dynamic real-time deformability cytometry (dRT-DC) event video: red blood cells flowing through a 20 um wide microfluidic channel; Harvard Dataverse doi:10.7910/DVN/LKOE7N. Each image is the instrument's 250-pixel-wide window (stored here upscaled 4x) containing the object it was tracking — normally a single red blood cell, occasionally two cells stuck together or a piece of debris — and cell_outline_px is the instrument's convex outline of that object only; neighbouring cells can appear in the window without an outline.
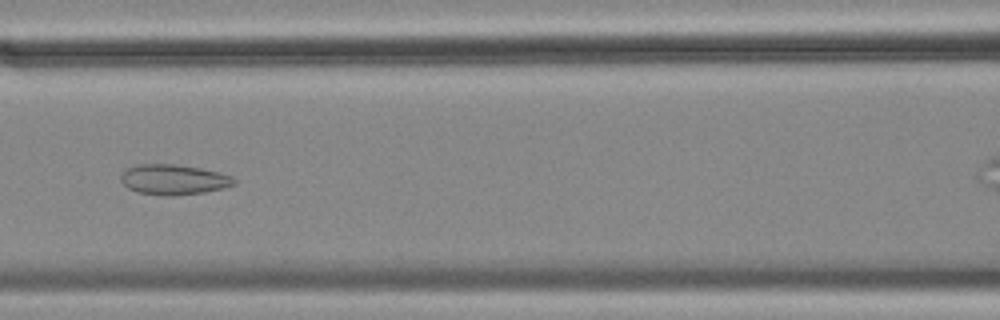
{"species": "common noctule bat (a hibernating species)", "species_latin": "Nyctalus noctula", "temperature_condition": "cold", "stored_images_in_passage": 43, "camera_frame_rate_fps": 3000, "um_per_image_px": 0.085, "animal": {"sex": "female", "body_mass_g": 18.4}, "frame": {"image": 1, "passage_image": 13, "time_ms": 4.0, "image_size_px": [1000, 320], "cell_outline_px": [[236, 184], [224, 188], [204, 192], [164, 196], [140, 192], [128, 188], [120, 180], [120, 176], [128, 168], [136, 164], [176, 164], [200, 168], [232, 176], [236, 180]], "centroid_in_image_um": [14.76, 15.26], "position_along_channel_um": 151.8, "area_um2": 19.77}}
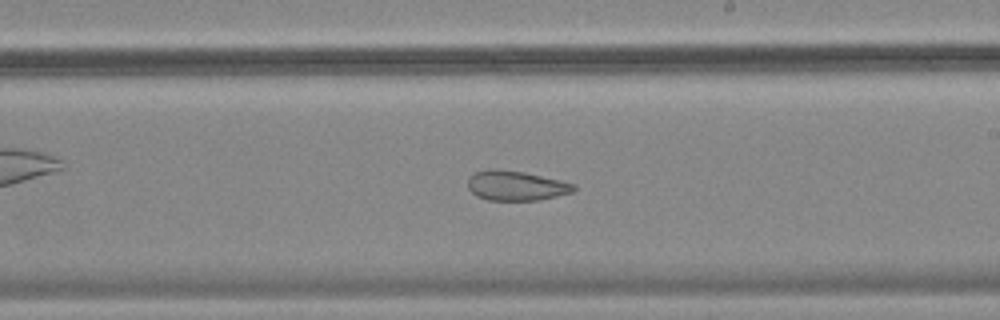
{"frame": {"image": 2, "passage_image": 21, "time_ms": 6.667, "image_size_px": [1000, 320], "cell_outline_px": [[576, 188], [572, 192], [540, 200], [488, 200], [476, 196], [468, 188], [468, 176], [476, 172], [492, 168], [496, 168], [524, 172], [560, 180], [576, 184]], "centroid_in_image_um": [43.85, 15.77], "position_along_channel_um": 245.2, "area_um2": 18.44}}
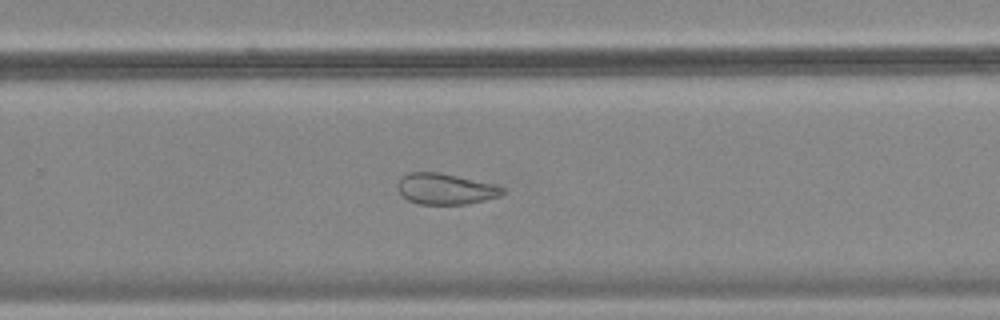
{"frame": {"image": 3, "passage_image": 25, "time_ms": 8.0, "image_size_px": [1000, 320], "cell_outline_px": [[504, 192], [500, 196], [468, 204], [420, 204], [408, 200], [396, 188], [396, 184], [408, 172], [440, 172], [496, 184], [504, 188]], "centroid_in_image_um": [37.88, 16.05], "position_along_channel_um": 291.9, "area_um2": 18.96}, "authors_computed_cell_mechanics": {"area_um2": 20.8658, "velocity_mm_per_s": 3.5194, "shape_relaxation_time_tau1_ms": null, "shape_relaxation_time_tau2_ms": 2.2062, "deformation_change_tau1": null, "deformation_change_tau2": 0.0833}}